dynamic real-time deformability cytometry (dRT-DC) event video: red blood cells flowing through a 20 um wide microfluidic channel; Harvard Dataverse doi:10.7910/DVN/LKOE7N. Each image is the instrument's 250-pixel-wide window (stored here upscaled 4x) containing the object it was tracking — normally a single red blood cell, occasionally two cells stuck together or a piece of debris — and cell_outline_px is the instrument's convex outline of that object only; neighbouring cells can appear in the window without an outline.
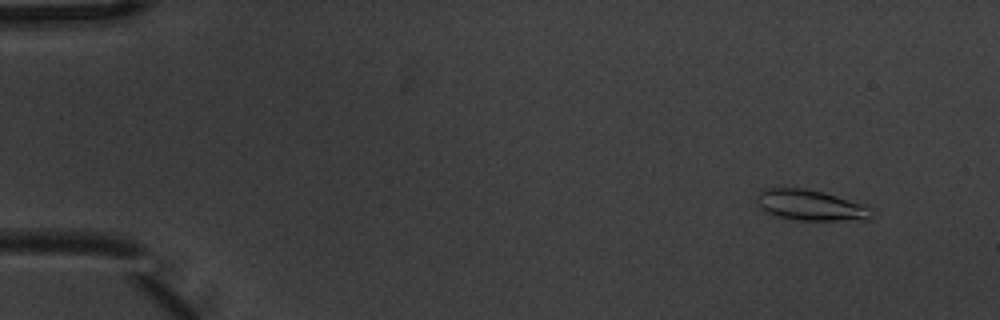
{"species": "common noctule bat (a hibernating species)", "species_latin": "Nyctalus noctula", "temperature_condition": "warm", "stored_images_in_passage": 10, "camera_frame_rate_fps": 3000, "um_per_image_px": 0.085, "animal": {"sex": "male", "body_mass_g": 20.1, "forearm_length_mm": 53.5}, "frame": {"image": 1, "passage_image": 2, "time_ms": 0.333, "image_size_px": [1000, 320], "cell_outline_px": [[872, 216], [868, 220], [784, 220], [764, 212], [756, 204], [756, 196], [764, 188], [804, 188], [824, 192], [868, 204]], "centroid_in_image_um": [68.87, 17.45], "position_along_channel_um": 16.1, "area_um2": 21.15}}
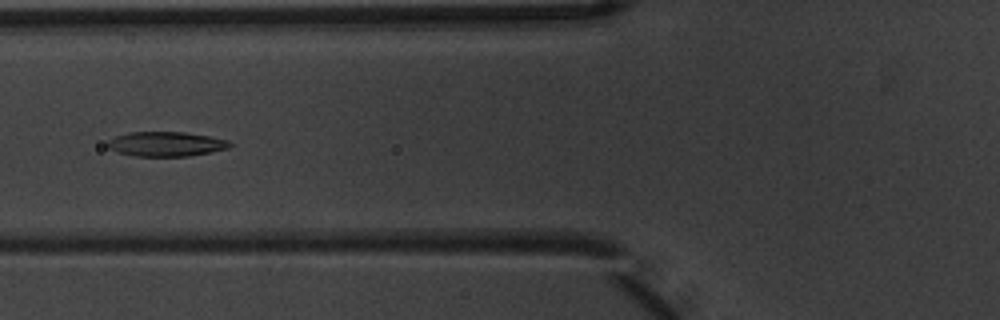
{"frame": {"image": 2, "passage_image": 7, "time_ms": 2.0, "image_size_px": [1000, 320], "cell_outline_px": [[232, 144], [228, 148], [212, 152], [188, 156], [136, 156], [116, 152], [108, 148], [104, 144], [108, 140], [116, 136], [128, 132], [184, 132], [208, 136], [228, 140]], "centroid_in_image_um": [14.07, 12.24], "position_along_channel_um": 111.7, "area_um2": 17.63}}
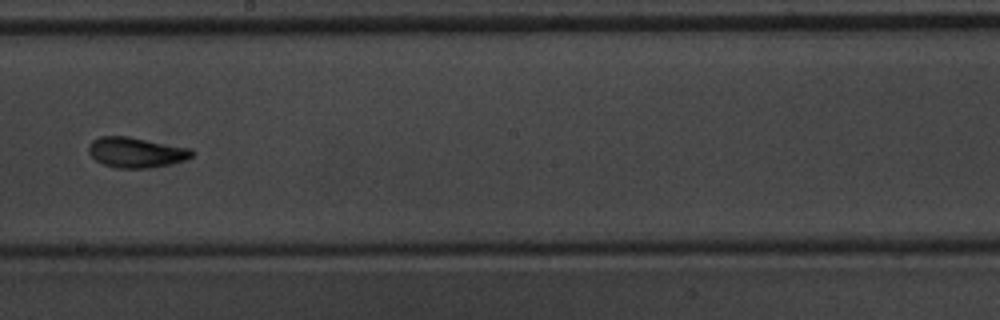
{"frame": {"image": 3, "passage_image": 10, "time_ms": 3.0, "image_size_px": [1000, 320], "cell_outline_px": [[196, 152], [192, 156], [184, 160], [168, 164], [148, 168], [116, 168], [104, 164], [96, 160], [88, 152], [88, 144], [92, 140], [100, 136], [128, 136], [192, 148]], "centroid_in_image_um": [11.57, 12.94], "position_along_channel_um": 236.6, "area_um2": 18.32}}